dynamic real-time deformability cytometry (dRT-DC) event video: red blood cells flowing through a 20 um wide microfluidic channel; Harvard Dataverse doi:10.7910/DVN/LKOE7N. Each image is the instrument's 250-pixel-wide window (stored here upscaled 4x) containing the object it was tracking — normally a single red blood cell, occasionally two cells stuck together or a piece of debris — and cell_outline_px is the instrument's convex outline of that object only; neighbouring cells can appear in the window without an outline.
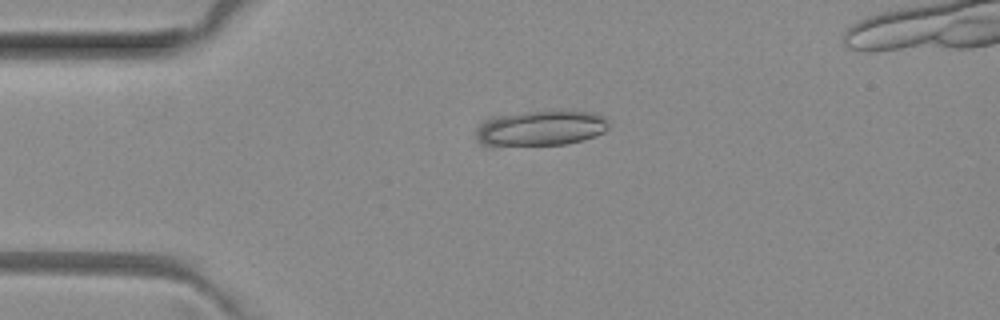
{"species": "common noctule bat (a hibernating species)", "species_latin": "Nyctalus noctula", "temperature_condition": "room temperature", "stored_images_in_passage": 9, "camera_frame_rate_fps": 3000, "um_per_image_px": 0.085, "animal": {"sex": "female", "body_mass_g": 29.2, "forearm_length_mm": 56.3}, "frame": {"image": 1, "passage_image": 1, "time_ms": 0.0, "image_size_px": [1000, 320], "cell_outline_px": [[608, 128], [604, 132], [596, 136], [564, 144], [480, 144], [476, 140], [476, 128], [484, 120], [492, 116], [564, 108], [592, 112], [604, 116], [608, 120]], "centroid_in_image_um": [46.02, 10.83], "position_along_channel_um": 39.0, "area_um2": 27.57}}